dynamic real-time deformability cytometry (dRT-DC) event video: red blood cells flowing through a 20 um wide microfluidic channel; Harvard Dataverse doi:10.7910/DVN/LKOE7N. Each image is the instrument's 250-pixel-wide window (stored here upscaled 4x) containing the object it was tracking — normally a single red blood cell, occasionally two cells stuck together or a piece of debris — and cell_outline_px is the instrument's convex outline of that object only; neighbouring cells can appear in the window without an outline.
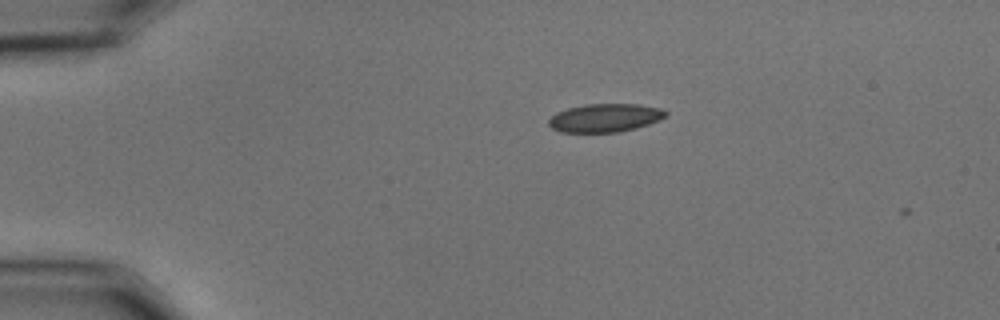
{"species": "common noctule bat (a hibernating species)", "species_latin": "Nyctalus noctula", "temperature_condition": "cold", "stored_images_in_passage": 2, "camera_frame_rate_fps": 3000, "um_per_image_px": 0.085, "animal": {"sex": "male", "body_mass_g": 15.6}, "frame": {"image": 1, "passage_image": 1, "time_ms": 0.0, "image_size_px": [1000, 320], "cell_outline_px": [[668, 116], [660, 120], [636, 128], [616, 132], [560, 132], [552, 128], [548, 124], [548, 120], [556, 112], [568, 108], [584, 104], [640, 104], [660, 108], [668, 112]], "centroid_in_image_um": [51.44, 10.01], "position_along_channel_um": 33.6, "area_um2": 19.42}}